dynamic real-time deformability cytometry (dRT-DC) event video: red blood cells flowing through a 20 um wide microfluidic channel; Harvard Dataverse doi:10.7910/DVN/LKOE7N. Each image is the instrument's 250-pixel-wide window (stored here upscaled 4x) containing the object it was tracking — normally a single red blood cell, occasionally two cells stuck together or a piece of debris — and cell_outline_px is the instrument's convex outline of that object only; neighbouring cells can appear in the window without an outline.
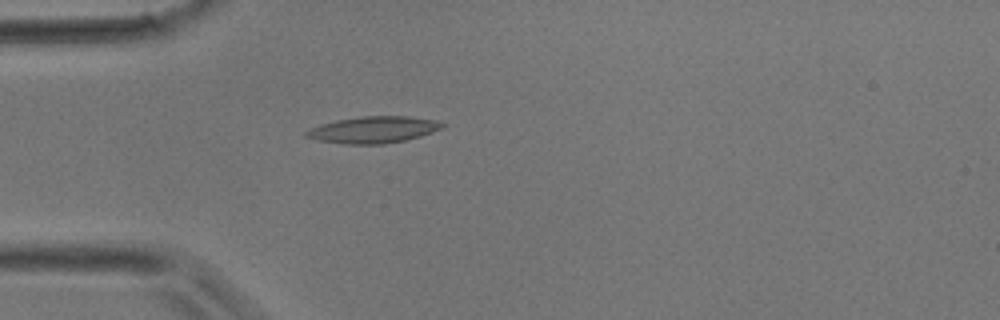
{"species": "common noctule bat (a hibernating species)", "species_latin": "Nyctalus noctula", "temperature_condition": "room temperature", "stored_images_in_passage": 2, "camera_frame_rate_fps": 3000, "um_per_image_px": 0.085, "animal": {"sex": "male", "body_mass_g": 17.9}, "frame": {"image": 1, "passage_image": 2, "time_ms": 2.0, "image_size_px": [1000, 320], "cell_outline_px": [[444, 128], [420, 136], [404, 140], [384, 144], [344, 144], [320, 140], [304, 136], [304, 132], [312, 128], [336, 120], [360, 116], [408, 116], [436, 120], [444, 124]], "centroid_in_image_um": [31.77, 11.02], "position_along_channel_um": 53.2, "area_um2": 20.92}}